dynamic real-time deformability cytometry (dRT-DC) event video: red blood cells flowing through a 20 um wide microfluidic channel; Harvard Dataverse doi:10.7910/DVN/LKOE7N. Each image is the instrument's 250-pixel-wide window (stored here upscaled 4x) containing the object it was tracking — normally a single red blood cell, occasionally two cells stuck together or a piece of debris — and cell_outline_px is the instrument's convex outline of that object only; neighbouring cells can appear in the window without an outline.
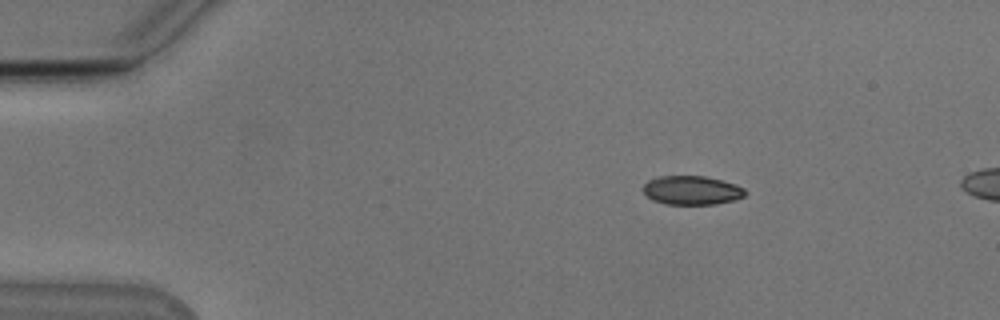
{"species": "Egyptian fruit bat (a non-hibernating species)", "species_latin": "Rousettus aegyptiacus", "temperature_condition": "cold", "stored_images_in_passage": 5, "camera_frame_rate_fps": 3000, "um_per_image_px": 0.085, "animal": {"sex": "male"}, "frame": {"image": 1, "passage_image": 1, "time_ms": 0.0, "image_size_px": [1000, 320], "cell_outline_px": [[748, 192], [744, 196], [732, 200], [716, 204], [664, 204], [652, 200], [644, 192], [644, 184], [648, 180], [656, 176], [704, 176], [720, 180], [744, 188]], "centroid_in_image_um": [58.77, 16.17], "position_along_channel_um": 26.2, "area_um2": 17.05}}